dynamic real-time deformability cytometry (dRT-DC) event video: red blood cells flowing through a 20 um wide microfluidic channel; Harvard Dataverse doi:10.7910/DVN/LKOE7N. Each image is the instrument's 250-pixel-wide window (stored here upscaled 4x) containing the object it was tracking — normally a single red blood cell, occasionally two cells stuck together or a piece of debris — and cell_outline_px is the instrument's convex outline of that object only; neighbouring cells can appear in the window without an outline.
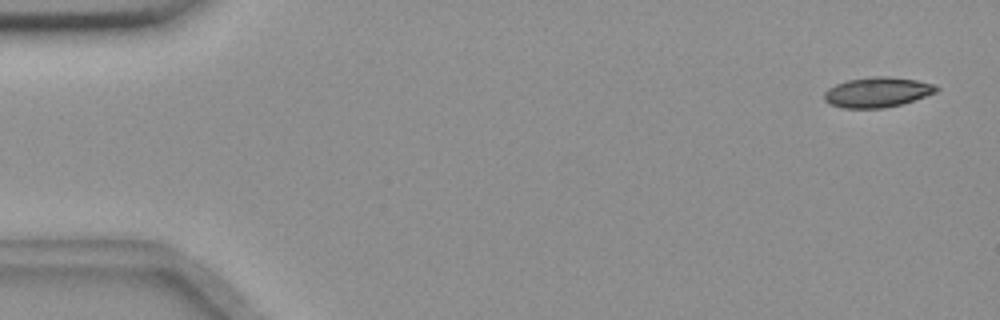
{"species": "common noctule bat (a hibernating species)", "species_latin": "Nyctalus noctula", "temperature_condition": "room temperature", "stored_images_in_passage": 16, "camera_frame_rate_fps": 3000, "um_per_image_px": 0.085, "animal": {"sex": "female", "body_mass_g": 18.4}, "frame": {"image": 1, "passage_image": 3, "time_ms": 0.667, "image_size_px": [1000, 320], "cell_outline_px": [[940, 88], [936, 92], [900, 104], [884, 108], [844, 108], [832, 104], [824, 100], [824, 92], [828, 88], [836, 84], [848, 80], [876, 76], [888, 76], [916, 80], [936, 84]], "centroid_in_image_um": [74.57, 7.83], "position_along_channel_um": 10.4, "area_um2": 19.48}}